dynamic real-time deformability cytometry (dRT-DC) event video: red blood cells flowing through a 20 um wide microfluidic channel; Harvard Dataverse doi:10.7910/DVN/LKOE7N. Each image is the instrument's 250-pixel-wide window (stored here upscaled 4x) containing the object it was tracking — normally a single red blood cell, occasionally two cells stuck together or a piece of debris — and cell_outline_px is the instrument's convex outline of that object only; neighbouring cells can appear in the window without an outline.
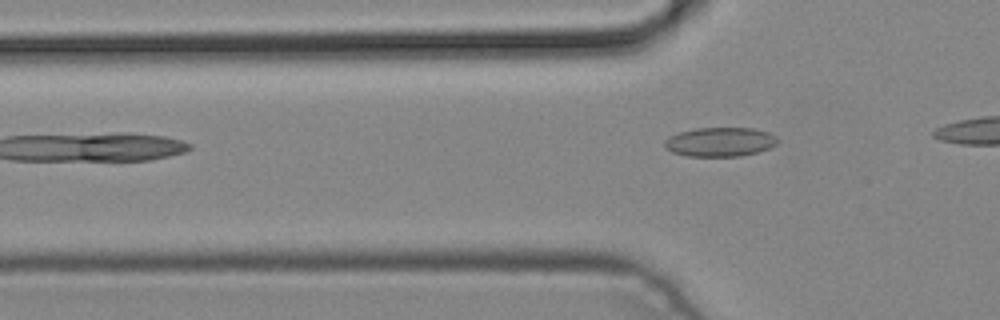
{"species": "common noctule bat (a hibernating species)", "species_latin": "Nyctalus noctula", "temperature_condition": "cold", "stored_images_in_passage": 7, "camera_frame_rate_fps": 3000, "um_per_image_px": 0.085, "animal": {"sex": "male", "body_mass_g": 19.2, "forearm_length_mm": 51.8}, "frame": {"image": 1, "passage_image": 7, "time_ms": 2.0, "image_size_px": [1000, 320], "cell_outline_px": [[776, 144], [768, 148], [756, 152], [740, 156], [684, 156], [672, 152], [664, 148], [664, 140], [668, 136], [680, 132], [696, 128], [752, 128], [768, 132], [776, 136]], "centroid_in_image_um": [61.14, 12.06], "position_along_channel_um": 64.7, "area_um2": 19.19}}